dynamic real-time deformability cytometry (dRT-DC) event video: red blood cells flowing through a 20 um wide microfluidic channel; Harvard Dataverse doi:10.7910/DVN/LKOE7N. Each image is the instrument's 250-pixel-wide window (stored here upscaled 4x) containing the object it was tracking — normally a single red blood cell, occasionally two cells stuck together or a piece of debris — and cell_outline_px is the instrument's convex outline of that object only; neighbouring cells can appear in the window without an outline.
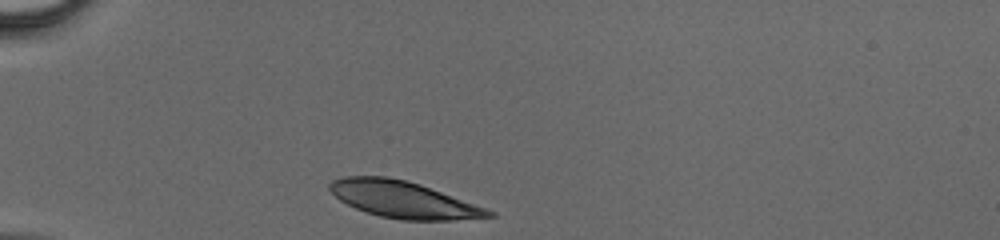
{"species": "human", "species_latin": "Homo sapiens", "temperature_condition": "cold", "stored_images_in_passage": 27, "camera_frame_rate_fps": 3000, "um_per_image_px": 0.085, "donor": {"sex": "male"}, "frame": {"image": 1, "passage_image": 1, "time_ms": 0.0, "image_size_px": [1000, 240], "cell_outline_px": [[496, 216], [456, 220], [400, 220], [380, 216], [356, 208], [340, 200], [328, 188], [328, 184], [332, 180], [344, 176], [388, 176], [420, 184], [496, 212]], "centroid_in_image_um": [34.27, 16.96], "position_along_channel_um": 50.7, "area_um2": 33.7}}
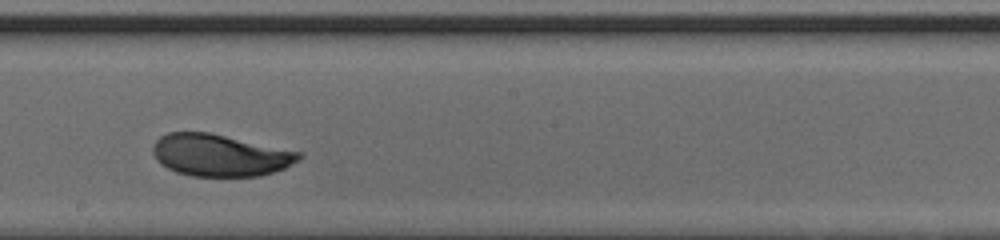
{"frame": {"image": 2, "passage_image": 15, "time_ms": 4.667, "image_size_px": [1000, 240], "cell_outline_px": [[304, 156], [300, 160], [284, 168], [260, 176], [192, 176], [176, 172], [160, 164], [156, 160], [152, 152], [152, 148], [156, 140], [160, 136], [168, 132], [208, 132], [304, 152]], "centroid_in_image_um": [18.71, 13.19], "position_along_channel_um": 229.5, "area_um2": 36.01}}
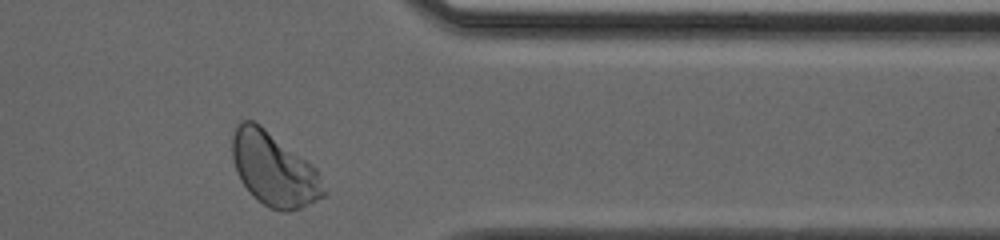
{"frame": {"image": 3, "passage_image": 26, "time_ms": 8.333, "image_size_px": [1000, 240], "cell_outline_px": [[328, 192], [324, 196], [300, 208], [288, 212], [280, 212], [268, 208], [252, 196], [240, 180], [236, 172], [232, 156], [232, 136], [236, 124], [240, 120], [252, 120], [260, 124], [312, 164], [316, 168]], "centroid_in_image_um": [23.27, 14.39], "position_along_channel_um": 388.1, "area_um2": 39.54}}